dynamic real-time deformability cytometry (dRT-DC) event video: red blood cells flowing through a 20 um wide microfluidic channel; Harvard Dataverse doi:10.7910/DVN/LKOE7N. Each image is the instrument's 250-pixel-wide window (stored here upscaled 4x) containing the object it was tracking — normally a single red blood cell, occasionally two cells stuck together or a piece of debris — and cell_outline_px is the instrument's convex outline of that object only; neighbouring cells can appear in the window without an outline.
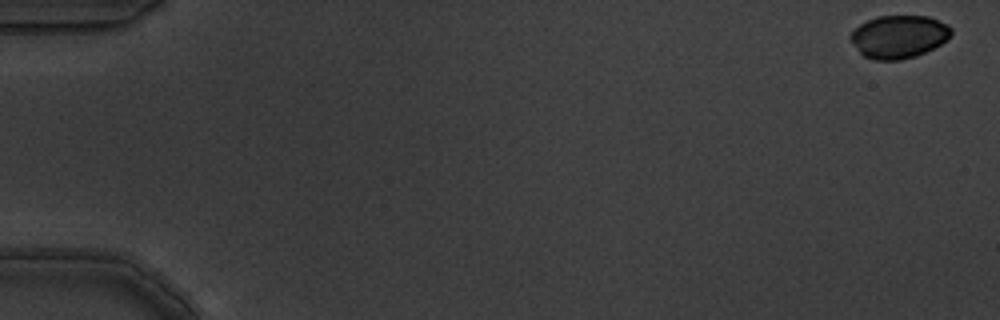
{"species": "common noctule bat (a hibernating species)", "species_latin": "Nyctalus noctula", "temperature_condition": "warm", "stored_images_in_passage": 7, "camera_frame_rate_fps": 3000, "um_per_image_px": 0.085, "animal": {"sex": "male", "body_mass_g": 19.5, "forearm_length_mm": 54.6}, "frame": {"image": 1, "passage_image": 1, "time_ms": 0.0, "image_size_px": [1000, 320], "cell_outline_px": [[952, 32], [948, 40], [916, 56], [900, 60], [872, 60], [864, 56], [848, 40], [848, 36], [860, 24], [868, 20], [880, 16], [928, 16], [948, 24], [952, 28]], "centroid_in_image_um": [76.39, 3.12], "position_along_channel_um": 8.6, "area_um2": 25.26}}
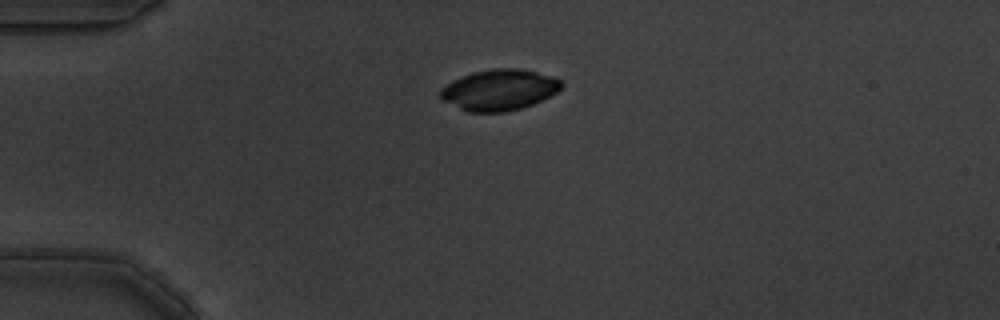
{"frame": {"image": 2, "passage_image": 5, "time_ms": 1.333, "image_size_px": [1000, 320], "cell_outline_px": [[564, 84], [556, 92], [532, 104], [520, 108], [504, 112], [468, 112], [440, 100], [440, 88], [452, 80], [460, 76], [472, 72], [492, 68], [520, 68], [536, 72], [560, 80]], "centroid_in_image_um": [42.36, 7.63], "position_along_channel_um": 42.6, "area_um2": 28.84}}